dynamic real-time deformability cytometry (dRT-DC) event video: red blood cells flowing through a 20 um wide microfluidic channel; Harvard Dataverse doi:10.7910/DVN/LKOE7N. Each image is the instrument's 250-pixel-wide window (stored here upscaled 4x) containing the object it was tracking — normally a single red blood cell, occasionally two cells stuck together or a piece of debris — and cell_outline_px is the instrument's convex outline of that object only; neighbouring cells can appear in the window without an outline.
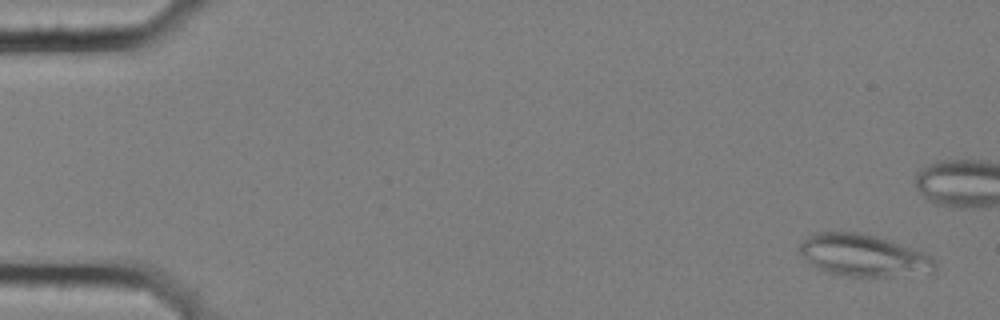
{"species": "common noctule bat (a hibernating species)", "species_latin": "Nyctalus noctula", "temperature_condition": "cold", "stored_images_in_passage": 5, "camera_frame_rate_fps": 3000, "um_per_image_px": 0.085, "animal": {"sex": "female", "body_mass_g": 25.1}, "frame": {"image": 1, "passage_image": 1, "time_ms": 0.0, "image_size_px": [1000, 320], "cell_outline_px": [[936, 272], [892, 276], [848, 276], [824, 272], [816, 268], [800, 252], [800, 244], [808, 236], [816, 232], [860, 232], [876, 236], [912, 248], [928, 256], [936, 264]], "centroid_in_image_um": [73.37, 21.71], "position_along_channel_um": 11.6, "area_um2": 32.71}}